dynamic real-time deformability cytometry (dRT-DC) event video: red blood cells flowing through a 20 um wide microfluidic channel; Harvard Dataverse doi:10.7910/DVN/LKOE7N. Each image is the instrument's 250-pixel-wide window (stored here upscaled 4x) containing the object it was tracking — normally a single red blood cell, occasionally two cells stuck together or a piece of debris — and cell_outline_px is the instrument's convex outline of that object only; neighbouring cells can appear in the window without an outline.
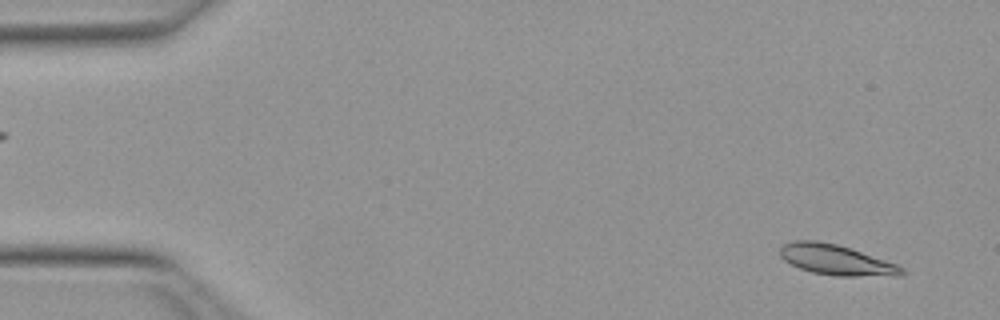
{"species": "Egyptian fruit bat (a non-hibernating species)", "species_latin": "Rousettus aegyptiacus", "temperature_condition": "warm", "stored_images_in_passage": 15, "camera_frame_rate_fps": 3000, "um_per_image_px": 0.085, "animal": {"sex": "female"}, "frame": {"image": 1, "passage_image": 2, "time_ms": 0.333, "image_size_px": [1000, 320], "cell_outline_px": [[904, 272], [900, 276], [836, 276], [812, 272], [800, 268], [784, 260], [780, 256], [780, 248], [784, 244], [796, 240], [816, 240], [836, 244], [896, 264], [904, 268]], "centroid_in_image_um": [71.06, 22.1], "position_along_channel_um": 13.9, "area_um2": 21.21}}
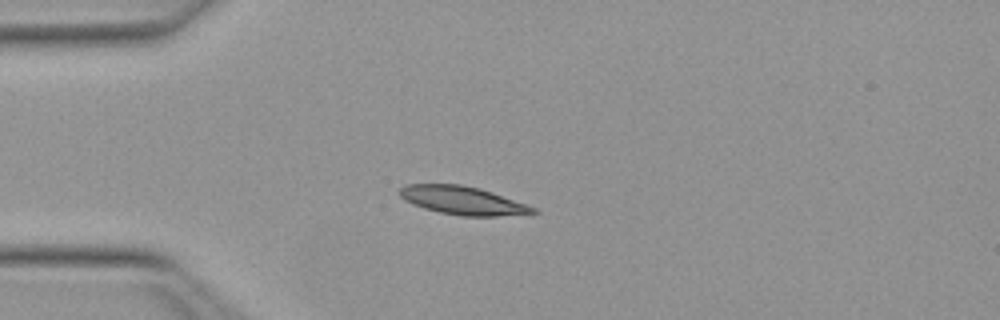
{"frame": {"image": 2, "passage_image": 12, "time_ms": 3.667, "image_size_px": [1000, 320], "cell_outline_px": [[540, 212], [496, 216], [460, 216], [440, 212], [424, 208], [412, 204], [404, 200], [400, 196], [400, 188], [408, 184], [460, 184], [480, 188], [536, 208]], "centroid_in_image_um": [39.29, 17.04], "position_along_channel_um": 45.7, "area_um2": 21.73}}